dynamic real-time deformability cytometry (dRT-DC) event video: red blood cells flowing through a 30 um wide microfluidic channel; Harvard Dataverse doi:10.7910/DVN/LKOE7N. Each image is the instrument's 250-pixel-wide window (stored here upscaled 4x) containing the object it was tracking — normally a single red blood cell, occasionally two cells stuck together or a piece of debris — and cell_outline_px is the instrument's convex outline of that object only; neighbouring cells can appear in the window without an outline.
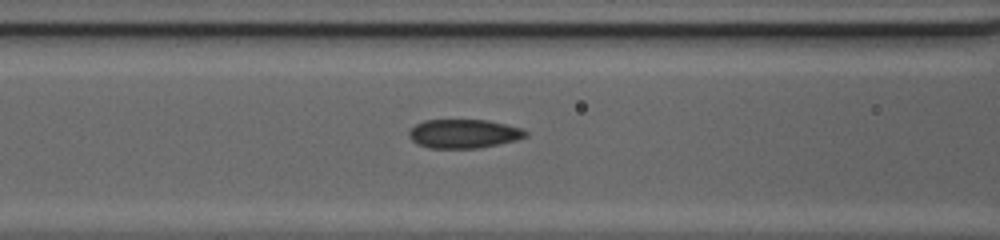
{"species": "common noctule bat (a hibernating species)", "species_latin": "Nyctalus noctula", "temperature_condition": "cold", "stored_images_in_passage": 20, "camera_frame_rate_fps": 3000, "um_per_image_px": 0.085, "animal": {"sex": "female", "body_mass_g": 20.0, "forearm_length_mm": 54.0}, "frame": {"image": 1, "passage_image": 10, "time_ms": 3.0, "image_size_px": [1000, 240], "cell_outline_px": [[528, 132], [524, 136], [516, 140], [476, 148], [428, 148], [416, 144], [408, 136], [408, 132], [416, 124], [424, 120], [488, 120], [520, 128]], "centroid_in_image_um": [39.35, 11.36], "position_along_channel_um": 127.2, "area_um2": 19.42}}
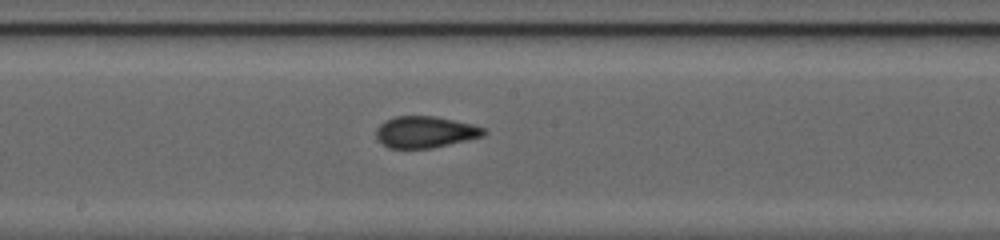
{"frame": {"image": 2, "passage_image": 16, "time_ms": 5.0, "image_size_px": [1000, 240], "cell_outline_px": [[488, 132], [484, 136], [432, 148], [388, 148], [376, 136], [376, 128], [380, 124], [396, 116], [436, 116], [484, 128]], "centroid_in_image_um": [36.14, 11.22], "position_along_channel_um": 212.1, "area_um2": 19.48}}
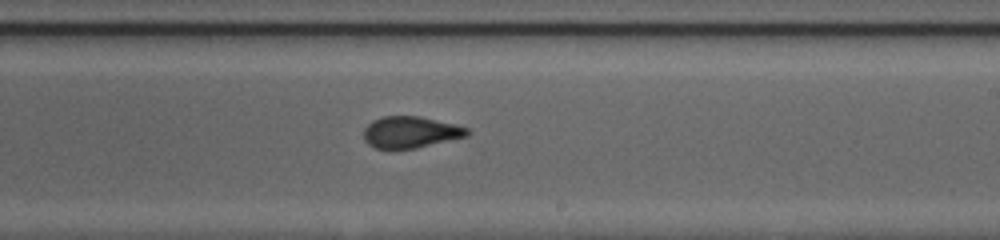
{"frame": {"image": 3, "passage_image": 19, "time_ms": 6.0, "image_size_px": [1000, 240], "cell_outline_px": [[468, 136], [416, 148], [376, 148], [368, 144], [364, 140], [364, 128], [372, 120], [384, 116], [420, 116], [468, 128]], "centroid_in_image_um": [34.86, 11.23], "position_along_channel_um": 254.1, "area_um2": 18.79}}